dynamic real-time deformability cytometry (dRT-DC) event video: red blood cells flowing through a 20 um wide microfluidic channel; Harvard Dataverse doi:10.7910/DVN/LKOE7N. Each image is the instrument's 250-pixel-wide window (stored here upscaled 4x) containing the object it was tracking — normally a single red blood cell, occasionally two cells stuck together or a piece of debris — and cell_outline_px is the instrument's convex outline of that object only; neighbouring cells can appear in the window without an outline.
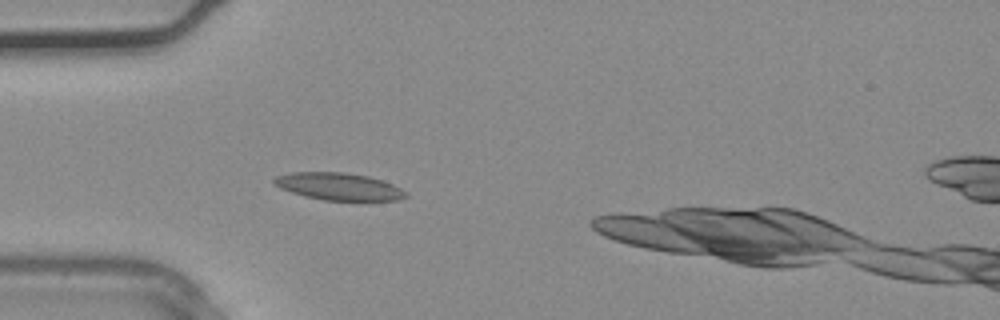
{"species": "common noctule bat (a hibernating species)", "species_latin": "Nyctalus noctula", "temperature_condition": "warm", "stored_images_in_passage": 2, "camera_frame_rate_fps": 3000, "um_per_image_px": 0.085, "animal": {"sex": "male", "body_mass_g": 20.4}, "frame": {"image": 1, "passage_image": 1, "time_ms": 0.0, "image_size_px": [1000, 320], "cell_outline_px": [[408, 196], [396, 200], [324, 200], [304, 196], [280, 188], [272, 180], [276, 176], [292, 172], [344, 172], [368, 176], [392, 184], [408, 192]], "centroid_in_image_um": [28.79, 15.85], "position_along_channel_um": 56.2, "area_um2": 20.75}}